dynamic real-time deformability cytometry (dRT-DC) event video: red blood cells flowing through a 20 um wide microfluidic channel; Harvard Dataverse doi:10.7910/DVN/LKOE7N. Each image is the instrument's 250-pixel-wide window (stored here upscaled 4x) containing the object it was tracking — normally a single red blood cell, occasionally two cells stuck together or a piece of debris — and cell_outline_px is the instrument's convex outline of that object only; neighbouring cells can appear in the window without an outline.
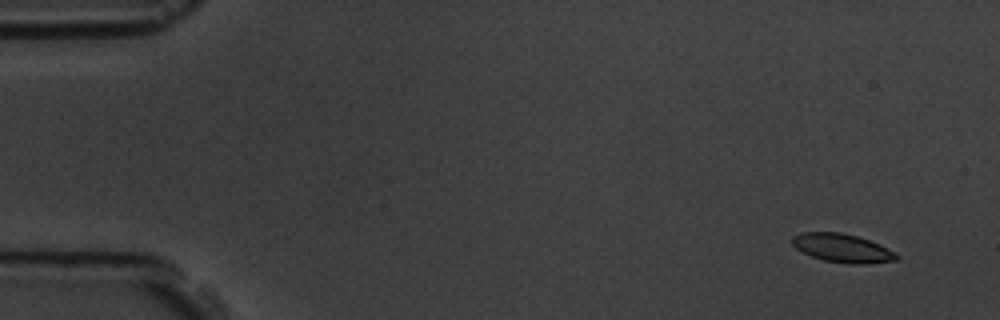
{"species": "common noctule bat (a hibernating species)", "species_latin": "Nyctalus noctula", "temperature_condition": "room temperature", "stored_images_in_passage": 5, "camera_frame_rate_fps": 3000, "um_per_image_px": 0.085, "animal": {"sex": "male", "body_mass_g": 19.5, "forearm_length_mm": 54.6}, "frame": {"image": 1, "passage_image": 1, "time_ms": 0.0, "image_size_px": [1000, 320], "cell_outline_px": [[900, 260], [864, 264], [848, 264], [824, 260], [812, 256], [796, 248], [792, 244], [792, 236], [800, 232], [840, 232], [856, 236], [880, 244], [896, 252], [900, 256]], "centroid_in_image_um": [71.64, 21.09], "position_along_channel_um": 13.4, "area_um2": 17.46}}